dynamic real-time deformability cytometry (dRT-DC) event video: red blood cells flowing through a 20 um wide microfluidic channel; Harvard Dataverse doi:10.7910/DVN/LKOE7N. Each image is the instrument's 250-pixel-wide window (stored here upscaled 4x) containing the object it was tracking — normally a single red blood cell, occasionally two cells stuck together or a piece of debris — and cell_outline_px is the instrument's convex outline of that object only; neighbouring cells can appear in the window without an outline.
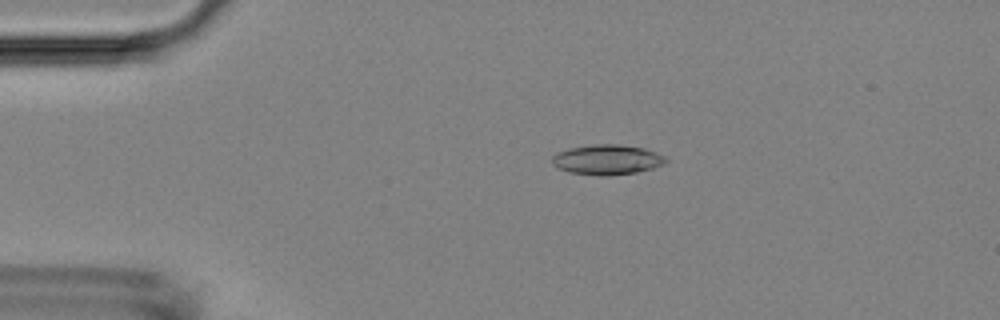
{"species": "Egyptian fruit bat (a non-hibernating species)", "species_latin": "Rousettus aegyptiacus", "temperature_condition": "room temperature", "stored_images_in_passage": 53, "camera_frame_rate_fps": 3000, "um_per_image_px": 0.085, "animal": {"sex": "female"}, "frame": {"image": 1, "passage_image": 11, "time_ms": 3.333, "image_size_px": [1000, 320], "cell_outline_px": [[668, 160], [664, 164], [652, 168], [636, 172], [608, 176], [600, 176], [568, 172], [556, 168], [552, 164], [552, 156], [556, 152], [568, 148], [596, 144], [620, 144], [644, 148], [656, 152], [664, 156]], "centroid_in_image_um": [51.57, 13.57], "position_along_channel_um": 33.4, "area_um2": 20.11}}
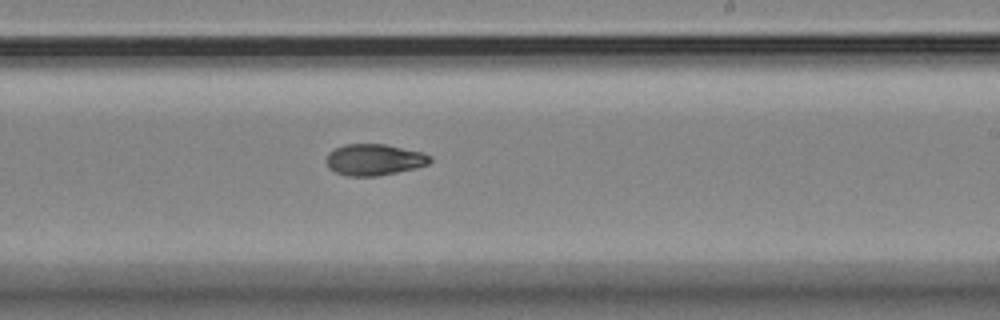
{"frame": {"image": 2, "passage_image": 32, "time_ms": 10.333, "image_size_px": [1000, 320], "cell_outline_px": [[432, 160], [428, 164], [416, 168], [376, 176], [348, 176], [336, 172], [328, 168], [324, 160], [328, 152], [344, 144], [384, 144], [424, 152], [432, 156]], "centroid_in_image_um": [31.8, 13.57], "position_along_channel_um": 257.2, "area_um2": 19.13}}
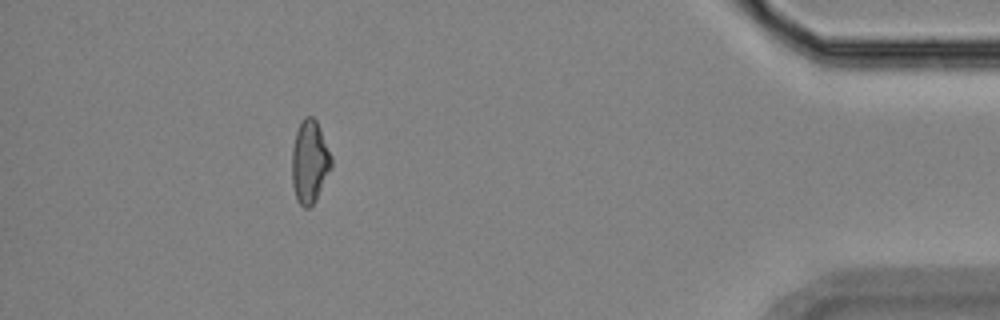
{"frame": {"image": 3, "passage_image": 48, "time_ms": 15.667, "image_size_px": [1000, 320], "cell_outline_px": [[332, 168], [316, 200], [308, 208], [304, 208], [296, 200], [292, 184], [292, 148], [296, 132], [304, 116], [312, 116], [316, 120], [320, 128], [332, 156]], "centroid_in_image_um": [26.33, 13.77], "position_along_channel_um": 408.9, "area_um2": 19.19}, "authors_computed_cell_mechanics": {"area_um2": 19.1896, "velocity_mm_per_s": 3.7849, "shape_relaxation_time_tau1_ms": null, "shape_relaxation_time_tau2_ms": 3.6091, "deformation_change_tau1": null, "deformation_change_tau2": 0.0858}}